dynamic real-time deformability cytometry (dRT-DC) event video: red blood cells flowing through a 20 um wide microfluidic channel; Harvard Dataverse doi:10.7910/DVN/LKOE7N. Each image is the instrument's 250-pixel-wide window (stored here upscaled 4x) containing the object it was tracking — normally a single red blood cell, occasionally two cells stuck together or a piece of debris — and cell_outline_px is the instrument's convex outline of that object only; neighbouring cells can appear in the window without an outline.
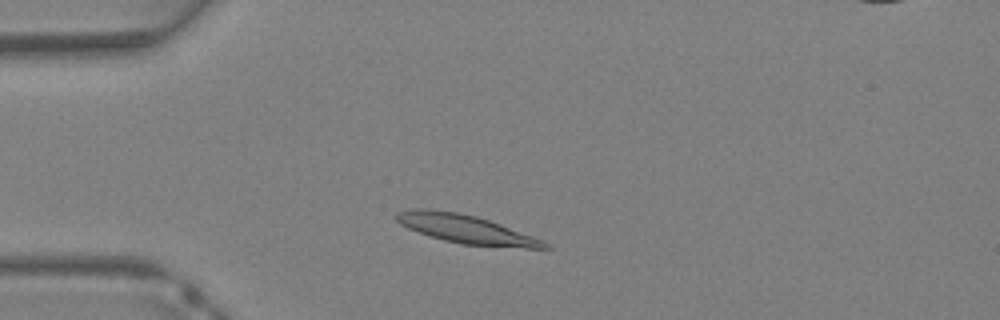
{"species": "Egyptian fruit bat (a non-hibernating species)", "species_latin": "Rousettus aegyptiacus", "temperature_condition": "warm", "stored_images_in_passage": 34, "segment_of_instrument_passage": [1, 2], "camera_frame_rate_fps": 3000, "um_per_image_px": 0.085, "animal": {"sex": "female"}, "frame": {"image": 1, "passage_image": 5, "time_ms": 1.333, "image_size_px": [1000, 320], "cell_outline_px": [[552, 248], [528, 248], [460, 244], [444, 240], [408, 228], [400, 224], [396, 220], [396, 212], [412, 208], [428, 208], [460, 212], [476, 216], [500, 224], [544, 240]], "centroid_in_image_um": [39.59, 19.46], "position_along_channel_um": 45.4, "area_um2": 24.57}}
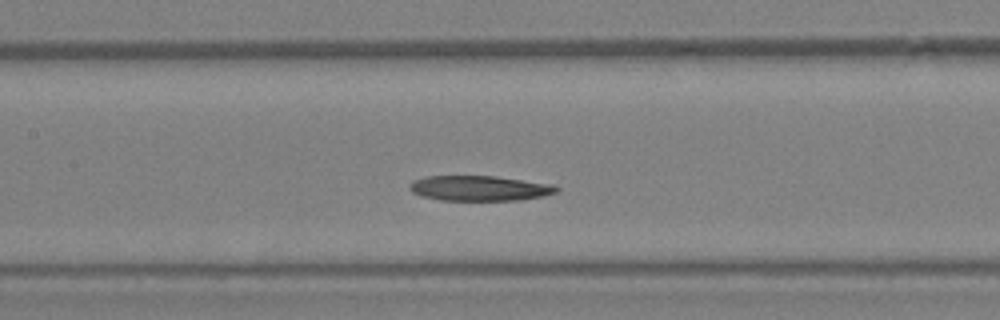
{"frame": {"image": 2, "passage_image": 13, "time_ms": 4.0, "image_size_px": [1000, 320], "cell_outline_px": [[560, 188], [556, 192], [544, 196], [520, 200], [440, 200], [424, 196], [412, 192], [408, 188], [408, 184], [412, 180], [428, 176], [496, 176], [556, 184]], "centroid_in_image_um": [40.79, 15.99], "position_along_channel_um": 166.6, "area_um2": 21.73}}
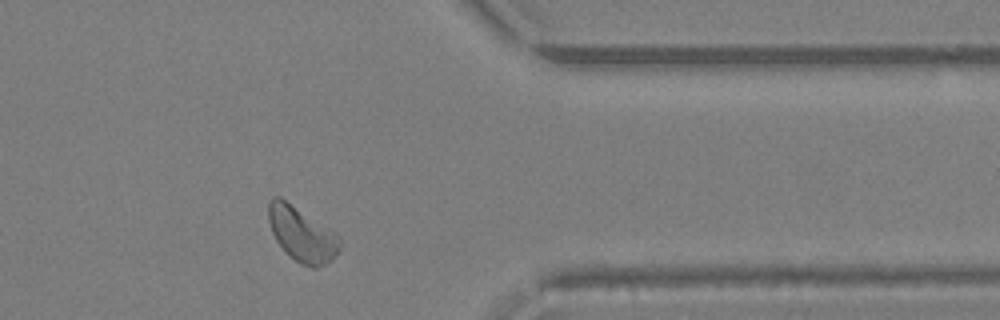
{"frame": {"image": 3, "passage_image": 26, "time_ms": 8.333, "image_size_px": [1000, 320], "cell_outline_px": [[340, 248], [332, 260], [316, 268], [312, 268], [300, 264], [288, 256], [284, 252], [276, 240], [272, 232], [268, 220], [268, 200], [272, 196], [280, 196], [340, 236]], "centroid_in_image_um": [25.62, 19.92], "position_along_channel_um": 385.8, "area_um2": 22.77}}